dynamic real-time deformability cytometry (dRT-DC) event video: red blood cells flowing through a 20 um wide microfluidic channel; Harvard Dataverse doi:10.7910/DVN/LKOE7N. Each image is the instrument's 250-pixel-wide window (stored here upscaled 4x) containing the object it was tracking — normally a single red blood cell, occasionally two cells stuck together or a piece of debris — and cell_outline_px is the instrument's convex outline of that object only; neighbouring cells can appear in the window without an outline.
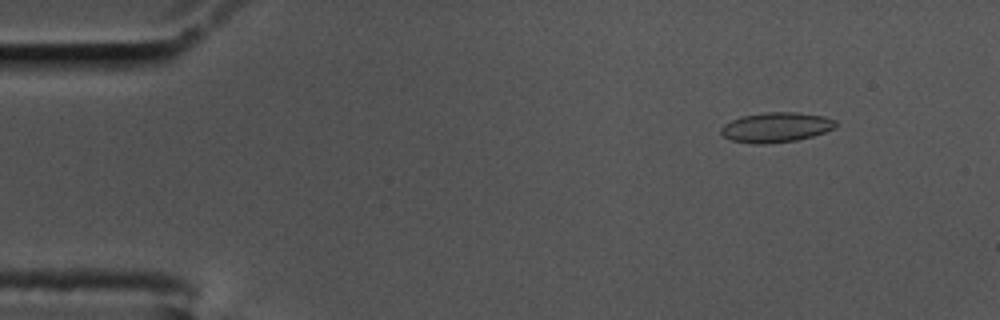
{"species": "common noctule bat (a hibernating species)", "species_latin": "Nyctalus noctula", "temperature_condition": "cold", "stored_images_in_passage": 58, "camera_frame_rate_fps": 3000, "um_per_image_px": 0.085, "animal": {"sex": "male", "body_mass_g": 17.5, "forearm_length_mm": 52.3}, "frame": {"image": 1, "passage_image": 7, "time_ms": 2.0, "image_size_px": [1000, 320], "cell_outline_px": [[840, 124], [836, 128], [812, 136], [796, 140], [764, 144], [752, 144], [732, 140], [724, 136], [720, 132], [720, 128], [724, 124], [740, 116], [764, 112], [796, 112], [824, 116], [836, 120]], "centroid_in_image_um": [65.99, 10.81], "position_along_channel_um": 19.0, "area_um2": 20.17}}
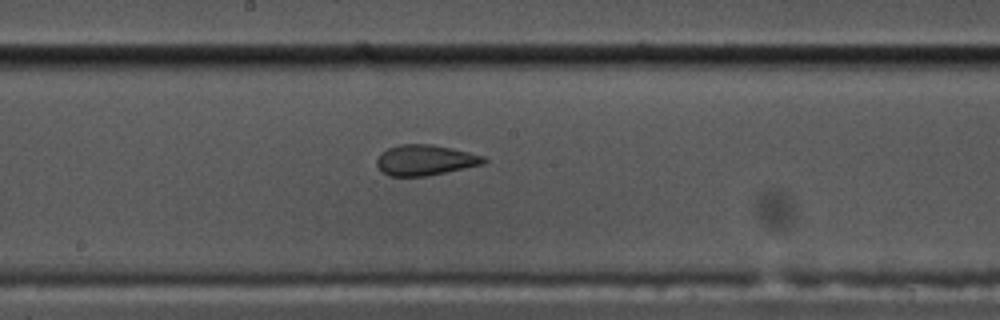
{"frame": {"image": 2, "passage_image": 31, "time_ms": 10.0, "image_size_px": [1000, 320], "cell_outline_px": [[488, 160], [484, 164], [424, 176], [388, 176], [380, 172], [376, 164], [376, 160], [380, 152], [388, 148], [400, 144], [432, 144], [452, 148], [484, 156]], "centroid_in_image_um": [36.09, 13.6], "position_along_channel_um": 212.1, "area_um2": 19.13}}
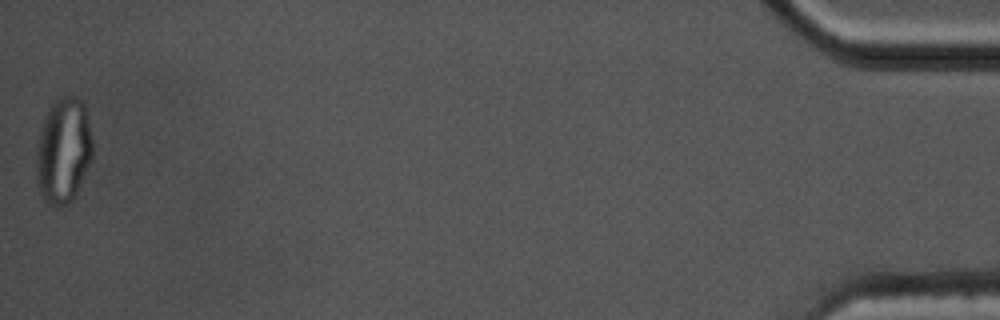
{"frame": {"image": 3, "passage_image": 58, "time_ms": 19.0, "image_size_px": [1000, 320], "cell_outline_px": [[92, 156], [68, 204], [60, 208], [56, 208], [48, 204], [44, 200], [40, 192], [36, 180], [36, 152], [40, 128], [44, 116], [52, 100], [60, 96], [76, 96], [84, 100], [92, 140]], "centroid_in_image_um": [5.34, 12.73], "position_along_channel_um": 429.9, "area_um2": 34.74}, "authors_computed_cell_mechanics": {"area_um2": 19.7098, "velocity_mm_per_s": 3.4839, "shape_relaxation_time_tau1_ms": null, "shape_relaxation_time_tau2_ms": 1.2727, "deformation_change_tau1": null, "deformation_change_tau2": 0.0834}}